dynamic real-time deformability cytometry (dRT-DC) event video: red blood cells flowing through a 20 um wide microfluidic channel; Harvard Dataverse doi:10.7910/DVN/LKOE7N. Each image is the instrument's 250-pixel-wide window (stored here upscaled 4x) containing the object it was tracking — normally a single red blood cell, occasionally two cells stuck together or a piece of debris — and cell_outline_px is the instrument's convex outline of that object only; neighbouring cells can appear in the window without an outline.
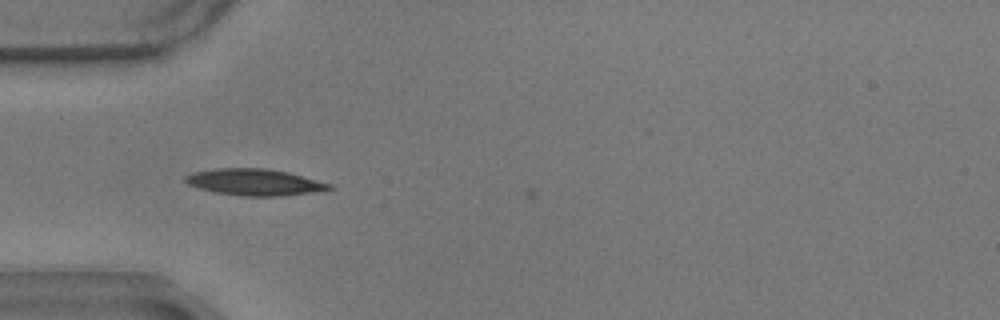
{"species": "common noctule bat (a hibernating species)", "species_latin": "Nyctalus noctula", "temperature_condition": "warm", "stored_images_in_passage": 4, "camera_frame_rate_fps": 3000, "um_per_image_px": 0.085, "animal": {"sex": "male", "body_mass_g": 17.9}, "frame": {"image": 1, "passage_image": 2, "time_ms": 0.333, "image_size_px": [1000, 320], "cell_outline_px": [[332, 188], [312, 192], [280, 196], [244, 196], [216, 192], [200, 188], [188, 184], [184, 180], [184, 176], [192, 172], [216, 168], [264, 168], [288, 172], [332, 184]], "centroid_in_image_um": [21.6, 15.47], "position_along_channel_um": 63.4, "area_um2": 22.02}}